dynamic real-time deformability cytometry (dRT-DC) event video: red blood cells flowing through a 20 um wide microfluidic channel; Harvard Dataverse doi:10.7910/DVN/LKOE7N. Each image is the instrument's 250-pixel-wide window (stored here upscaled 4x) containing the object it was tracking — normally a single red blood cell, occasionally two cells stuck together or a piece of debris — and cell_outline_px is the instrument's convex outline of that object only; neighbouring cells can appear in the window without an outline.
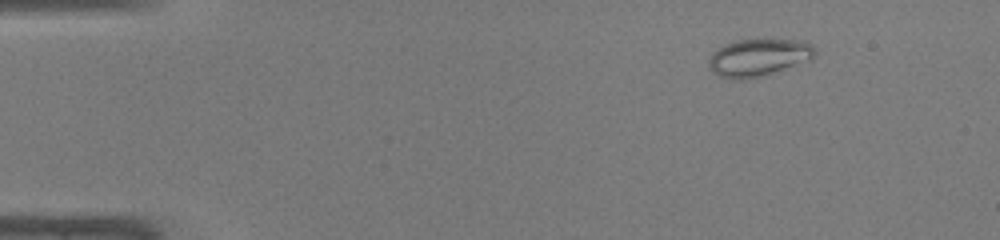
{"species": "common noctule bat (a hibernating species)", "species_latin": "Nyctalus noctula", "temperature_condition": "warm", "stored_images_in_passage": 44, "camera_frame_rate_fps": 3000, "um_per_image_px": 0.085, "animal": {"sex": "male", "body_mass_g": 19.0, "forearm_length_mm": 50.8}, "frame": {"image": 1, "passage_image": 2, "time_ms": 0.333, "image_size_px": [1000, 240], "cell_outline_px": [[816, 52], [812, 60], [756, 76], [736, 80], [720, 76], [712, 72], [708, 64], [712, 56], [720, 48], [736, 40], [804, 40], [812, 44]], "centroid_in_image_um": [64.52, 4.87], "position_along_channel_um": 20.5, "area_um2": 22.37}}
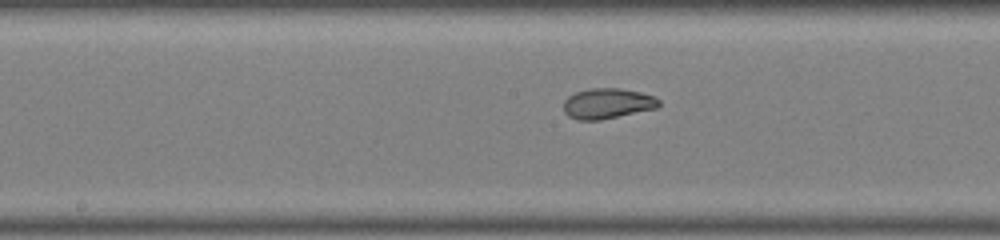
{"frame": {"image": 2, "passage_image": 21, "time_ms": 6.667, "image_size_px": [1000, 240], "cell_outline_px": [[660, 104], [656, 108], [600, 120], [576, 120], [568, 116], [564, 112], [564, 100], [568, 96], [576, 92], [592, 88], [620, 88], [640, 92], [652, 96], [660, 100]], "centroid_in_image_um": [51.6, 8.8], "position_along_channel_um": 196.6, "area_um2": 16.82}}
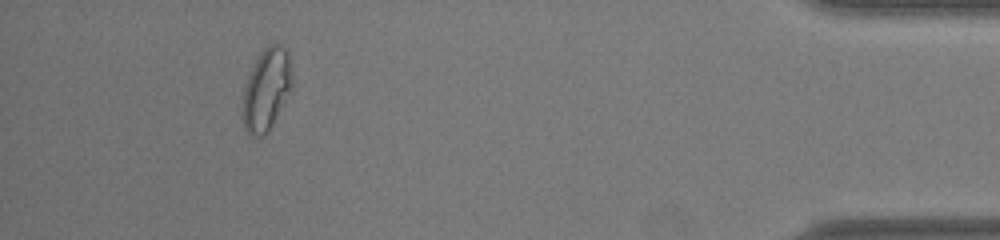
{"frame": {"image": 3, "passage_image": 40, "time_ms": 13.0, "image_size_px": [1000, 240], "cell_outline_px": [[292, 88], [268, 132], [264, 136], [256, 136], [248, 132], [244, 128], [244, 84], [260, 52], [268, 44], [280, 44], [288, 52], [292, 76]], "centroid_in_image_um": [22.67, 7.58], "position_along_channel_um": 412.5, "area_um2": 23.24}, "authors_computed_cell_mechanics": {"area_um2": 19.8543, "velocity_mm_per_s": 4.2962, "shape_relaxation_time_tau1_ms": null, "shape_relaxation_time_tau2_ms": 0.5761, "deformation_change_tau1": null, "deformation_change_tau2": 0.0493}}